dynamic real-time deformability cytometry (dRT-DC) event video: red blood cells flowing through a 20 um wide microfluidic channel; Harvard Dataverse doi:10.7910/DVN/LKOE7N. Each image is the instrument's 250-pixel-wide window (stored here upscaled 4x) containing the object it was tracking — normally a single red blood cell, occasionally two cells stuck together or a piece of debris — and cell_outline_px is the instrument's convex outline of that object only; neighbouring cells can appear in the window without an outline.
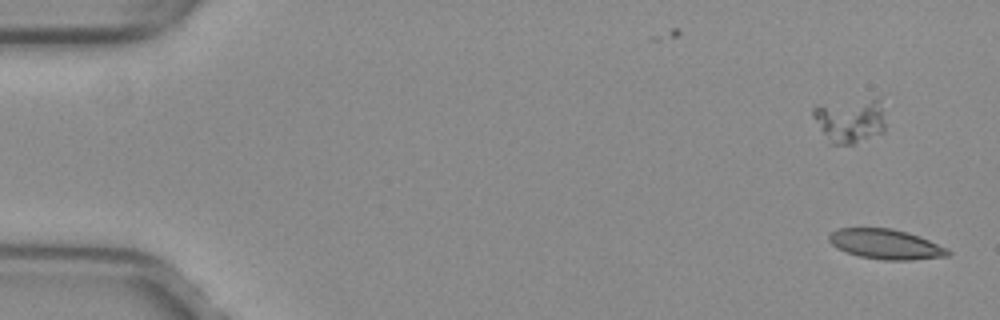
{"species": "common noctule bat (a hibernating species)", "species_latin": "Nyctalus noctula", "temperature_condition": "warm", "stored_images_in_passage": 50, "camera_frame_rate_fps": 3000, "um_per_image_px": 0.085, "animal": {"sex": "female", "body_mass_g": 29.2, "forearm_length_mm": 56.3}, "frame": {"image": 1, "passage_image": 1, "time_ms": 0.0, "image_size_px": [1000, 320], "cell_outline_px": [[952, 252], [948, 256], [912, 260], [884, 260], [860, 256], [848, 252], [832, 244], [828, 240], [828, 236], [832, 232], [840, 228], [892, 228], [908, 232], [948, 248]], "centroid_in_image_um": [75.33, 20.75], "position_along_channel_um": 9.7, "area_um2": 20.58}}
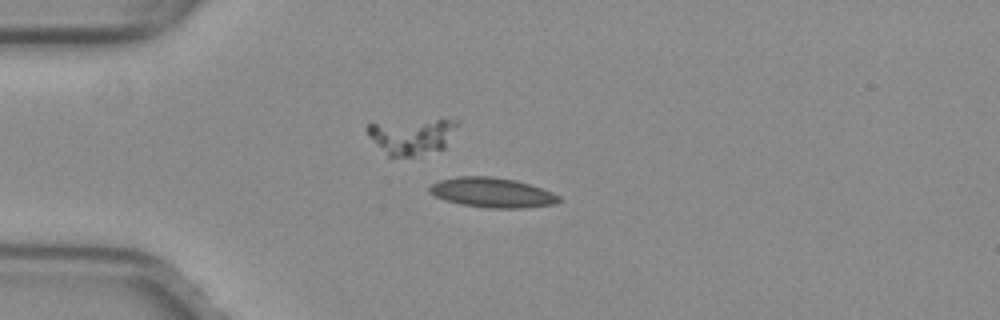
{"frame": {"image": 2, "passage_image": 13, "time_ms": 4.0, "image_size_px": [1000, 320], "cell_outline_px": [[564, 200], [552, 204], [528, 208], [488, 208], [460, 204], [444, 200], [428, 192], [428, 188], [432, 184], [440, 180], [456, 176], [492, 176], [516, 180], [552, 192], [560, 196]], "centroid_in_image_um": [41.83, 16.37], "position_along_channel_um": 43.2, "area_um2": 22.6}}
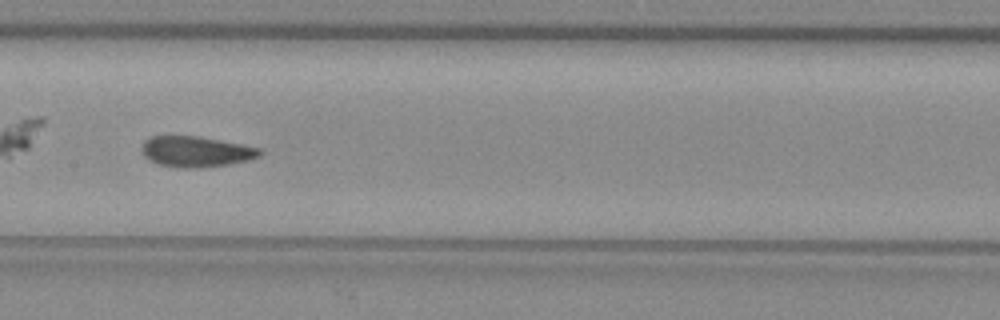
{"frame": {"image": 3, "passage_image": 26, "time_ms": 8.333, "image_size_px": [1000, 320], "cell_outline_px": [[264, 152], [260, 156], [248, 160], [228, 164], [192, 168], [180, 168], [156, 164], [148, 160], [140, 152], [140, 148], [144, 140], [152, 136], [196, 136], [240, 144], [260, 148]], "centroid_in_image_um": [16.6, 12.89], "position_along_channel_um": 190.8, "area_um2": 21.15}, "authors_computed_cell_mechanics": {"area_um2": 21.4438, "velocity_mm_per_s": 3.9942, "shape_relaxation_time_tau1_ms": null, "shape_relaxation_time_tau2_ms": 1.2817, "deformation_change_tau1": null, "deformation_change_tau2": 0.0619}}